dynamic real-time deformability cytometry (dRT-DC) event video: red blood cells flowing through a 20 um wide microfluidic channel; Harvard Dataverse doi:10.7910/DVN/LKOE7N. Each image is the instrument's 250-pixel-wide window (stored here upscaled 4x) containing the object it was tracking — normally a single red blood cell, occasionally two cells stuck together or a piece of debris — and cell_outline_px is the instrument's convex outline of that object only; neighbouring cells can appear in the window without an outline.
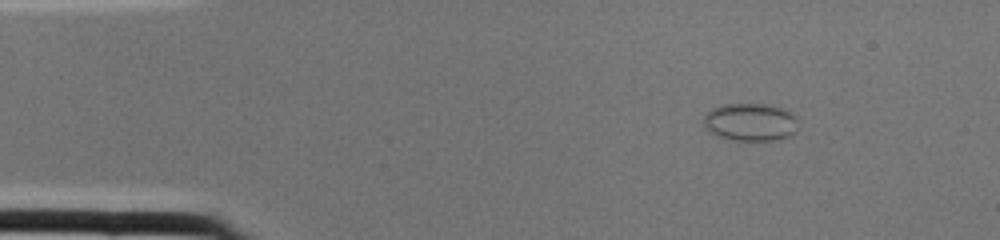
{"species": "common noctule bat (a hibernating species)", "species_latin": "Nyctalus noctula", "temperature_condition": "cold", "stored_images_in_passage": 1, "camera_frame_rate_fps": 3000, "um_per_image_px": 0.085, "animal": {"sex": "female", "body_mass_g": 22.0, "forearm_length_mm": 56.7}, "frame": {"image": 1, "passage_image": 1, "time_ms": 0.0, "image_size_px": [1000, 240], "cell_outline_px": [[796, 132], [792, 136], [776, 140], [732, 140], [716, 136], [708, 132], [704, 124], [704, 116], [712, 108], [720, 104], [768, 104], [780, 108], [796, 116]], "centroid_in_image_um": [63.76, 10.39], "position_along_channel_um": 21.2, "area_um2": 20.92}}